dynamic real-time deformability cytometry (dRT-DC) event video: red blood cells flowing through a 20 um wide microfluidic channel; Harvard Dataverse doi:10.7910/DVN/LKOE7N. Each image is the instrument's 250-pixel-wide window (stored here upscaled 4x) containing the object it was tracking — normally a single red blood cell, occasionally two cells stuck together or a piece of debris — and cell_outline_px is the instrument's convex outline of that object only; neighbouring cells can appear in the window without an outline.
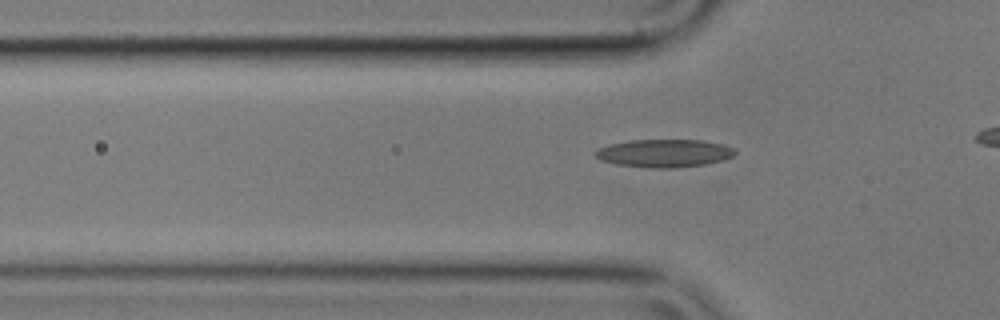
{"species": "common noctule bat (a hibernating species)", "species_latin": "Nyctalus noctula", "temperature_condition": "cold", "stored_images_in_passage": 30, "camera_frame_rate_fps": 3000, "um_per_image_px": 0.085, "animal": {"sex": "male", "body_mass_g": 17.9}, "frame": {"image": 1, "passage_image": 13, "time_ms": 4.0, "image_size_px": [1000, 320], "cell_outline_px": [[736, 152], [732, 156], [724, 160], [704, 164], [672, 168], [656, 168], [616, 164], [600, 160], [592, 152], [608, 144], [632, 140], [700, 140], [724, 144], [736, 148]], "centroid_in_image_um": [56.47, 13.01], "position_along_channel_um": 69.3, "area_um2": 22.72}}
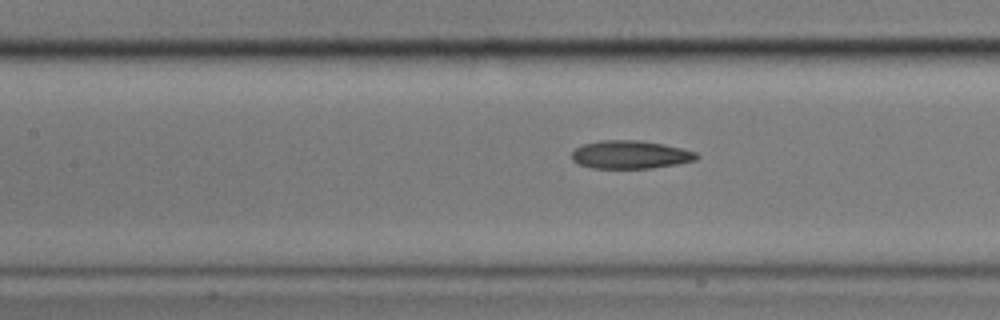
{"frame": {"image": 2, "passage_image": 20, "time_ms": 6.333, "image_size_px": [1000, 320], "cell_outline_px": [[700, 156], [696, 160], [676, 164], [652, 168], [592, 168], [580, 164], [572, 160], [572, 152], [576, 148], [584, 144], [600, 140], [640, 140], [664, 144], [696, 152]], "centroid_in_image_um": [53.59, 13.14], "position_along_channel_um": 153.8, "area_um2": 20.4}}
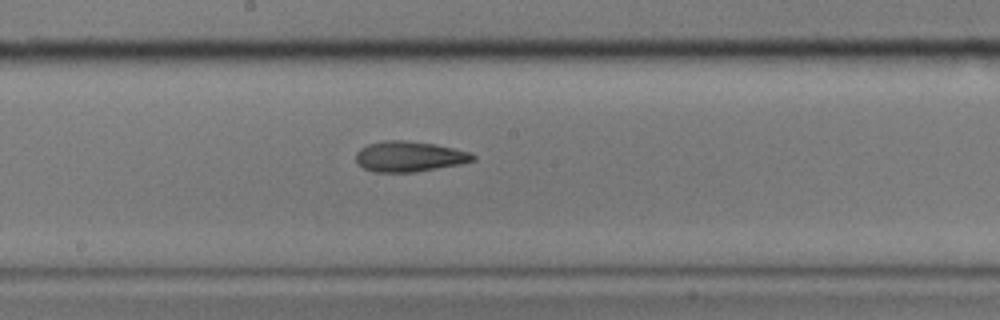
{"frame": {"image": 3, "passage_image": 25, "time_ms": 8.0, "image_size_px": [1000, 320], "cell_outline_px": [[476, 160], [460, 164], [416, 172], [376, 172], [364, 168], [356, 160], [356, 152], [360, 148], [368, 144], [384, 140], [404, 140], [436, 144], [472, 152], [476, 156]], "centroid_in_image_um": [34.82, 13.29], "position_along_channel_um": 213.4, "area_um2": 20.87}}